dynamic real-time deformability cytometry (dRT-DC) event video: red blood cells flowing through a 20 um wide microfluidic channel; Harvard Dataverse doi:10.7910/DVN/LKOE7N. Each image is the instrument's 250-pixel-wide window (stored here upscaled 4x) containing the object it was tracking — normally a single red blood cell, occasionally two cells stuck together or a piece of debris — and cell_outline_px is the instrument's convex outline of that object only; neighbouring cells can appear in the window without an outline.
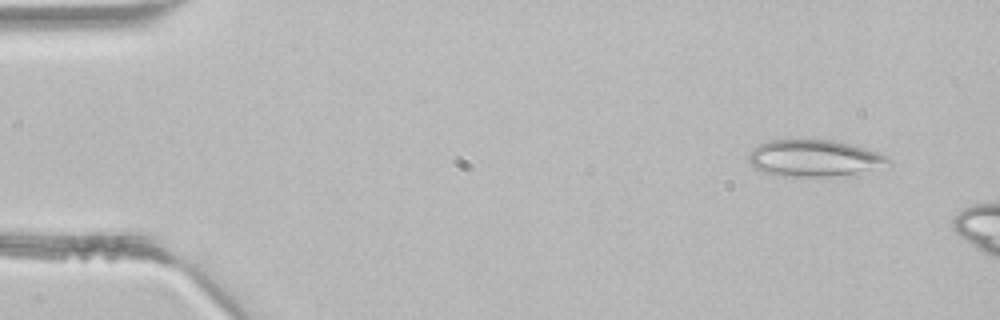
{"species": "common noctule bat (a hibernating species)", "species_latin": "Nyctalus noctula", "temperature_condition": "room temperature", "stored_images_in_passage": 4, "camera_frame_rate_fps": 3000, "um_per_image_px": 0.085, "animal": {"sex": "male", "body_mass_g": 21.5, "forearm_length_mm": 52.0}, "frame": {"image": 1, "passage_image": 1, "time_ms": 0.0, "image_size_px": [1000, 320], "cell_outline_px": [[892, 164], [856, 172], [828, 176], [784, 176], [764, 172], [748, 164], [748, 152], [752, 148], [760, 144], [772, 140], [832, 140], [852, 144], [876, 152], [892, 160]], "centroid_in_image_um": [69.14, 13.43], "position_along_channel_um": 15.9, "area_um2": 29.42}}